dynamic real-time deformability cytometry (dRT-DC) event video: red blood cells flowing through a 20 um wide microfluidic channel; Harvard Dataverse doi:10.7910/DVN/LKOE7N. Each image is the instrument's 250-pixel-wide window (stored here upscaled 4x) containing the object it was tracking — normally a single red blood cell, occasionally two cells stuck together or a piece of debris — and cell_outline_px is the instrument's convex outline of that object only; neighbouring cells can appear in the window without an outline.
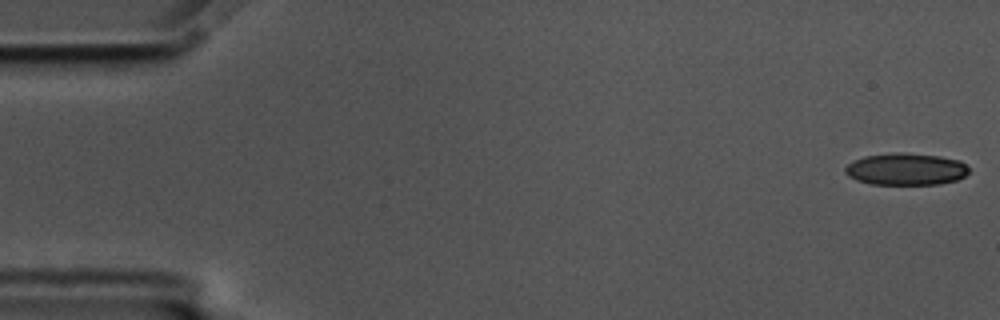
{"species": "common noctule bat (a hibernating species)", "species_latin": "Nyctalus noctula", "temperature_condition": "cold", "stored_images_in_passage": 58, "camera_frame_rate_fps": 3000, "um_per_image_px": 0.085, "animal": {"sex": "male", "body_mass_g": 17.5, "forearm_length_mm": 52.3}, "frame": {"image": 1, "passage_image": 1, "time_ms": 0.0, "image_size_px": [1000, 320], "cell_outline_px": [[968, 172], [964, 176], [956, 180], [940, 184], [872, 184], [856, 180], [848, 176], [844, 172], [844, 168], [848, 164], [864, 156], [896, 152], [900, 152], [940, 156], [960, 160], [968, 168]], "centroid_in_image_um": [76.99, 14.37], "position_along_channel_um": 8.0, "area_um2": 23.0}}
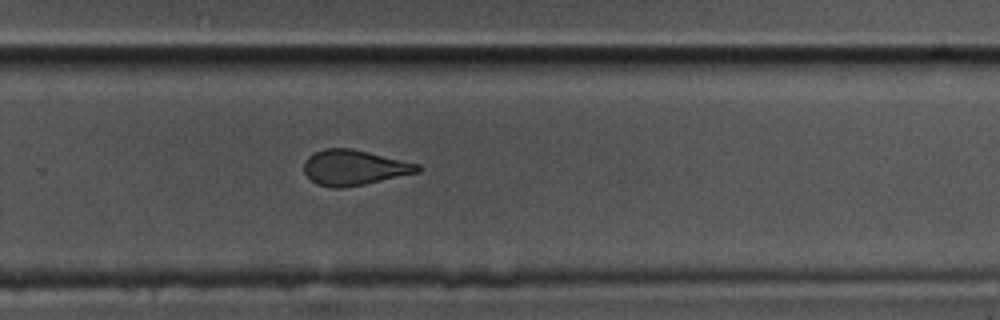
{"frame": {"image": 2, "passage_image": 38, "time_ms": 12.333, "image_size_px": [1000, 320], "cell_outline_px": [[420, 172], [364, 184], [340, 188], [332, 188], [316, 184], [304, 172], [304, 164], [308, 156], [324, 148], [352, 148], [420, 164]], "centroid_in_image_um": [30.1, 14.24], "position_along_channel_um": 299.7, "area_um2": 23.29}}
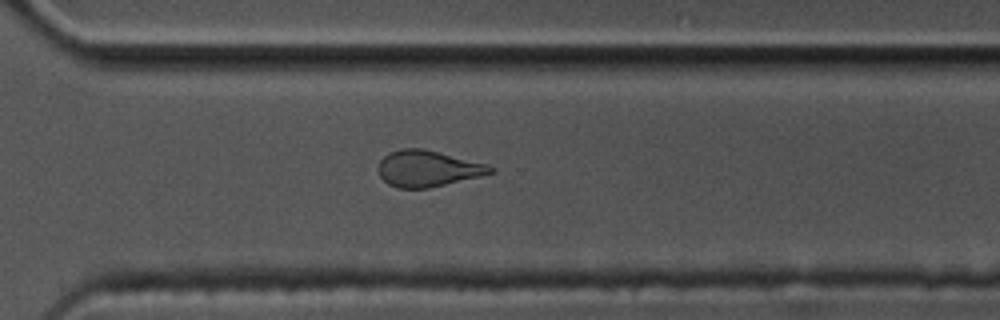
{"frame": {"image": 3, "passage_image": 41, "time_ms": 13.333, "image_size_px": [1000, 320], "cell_outline_px": [[496, 172], [480, 176], [428, 188], [396, 188], [388, 184], [380, 176], [376, 168], [380, 160], [384, 156], [400, 148], [424, 148], [488, 164], [496, 168]], "centroid_in_image_um": [36.36, 14.32], "position_along_channel_um": 334.2, "area_um2": 23.81}, "authors_computed_cell_mechanics": {"area_um2": 24.4783, "velocity_mm_per_s": 3.4598, "shape_relaxation_time_tau1_ms": null, "shape_relaxation_time_tau2_ms": 1.7317, "deformation_change_tau1": null, "deformation_change_tau2": 0.0773}}